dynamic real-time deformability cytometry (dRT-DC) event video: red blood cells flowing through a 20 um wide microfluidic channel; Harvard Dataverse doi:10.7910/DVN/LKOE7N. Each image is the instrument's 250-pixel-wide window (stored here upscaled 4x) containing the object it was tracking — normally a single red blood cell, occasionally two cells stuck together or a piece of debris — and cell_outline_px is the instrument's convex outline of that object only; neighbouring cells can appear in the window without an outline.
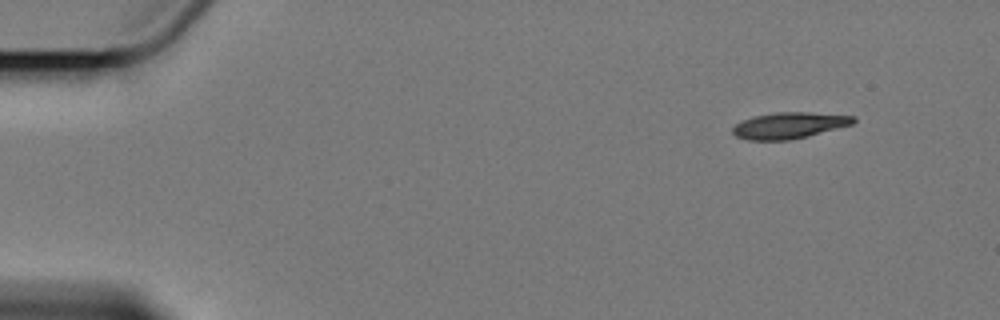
{"species": "Egyptian fruit bat (a non-hibernating species)", "species_latin": "Rousettus aegyptiacus", "temperature_condition": "cold", "stored_images_in_passage": 10, "camera_frame_rate_fps": 3000, "um_per_image_px": 0.085, "animal": {"sex": "female"}, "frame": {"image": 1, "passage_image": 1, "time_ms": 0.0, "image_size_px": [1000, 320], "cell_outline_px": [[856, 120], [852, 124], [808, 136], [788, 140], [748, 140], [736, 136], [732, 132], [732, 128], [736, 124], [752, 116], [776, 112], [808, 112], [856, 116]], "centroid_in_image_um": [67.07, 10.65], "position_along_channel_um": 17.9, "area_um2": 18.38}}
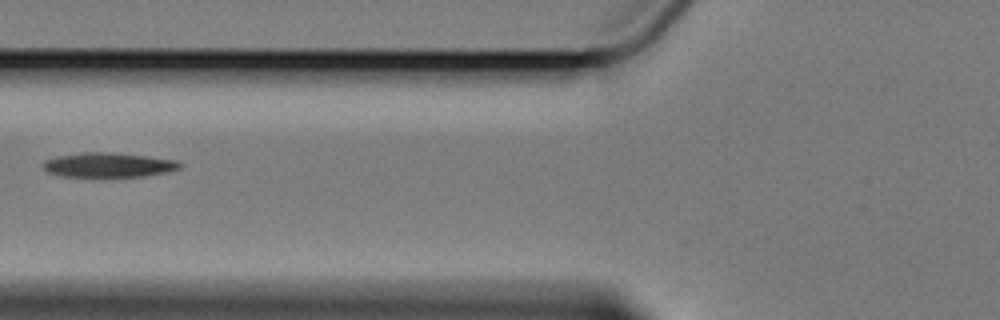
{"frame": {"image": 2, "passage_image": 6, "time_ms": 6.0, "image_size_px": [1000, 320], "cell_outline_px": [[184, 164], [180, 168], [168, 172], [144, 176], [64, 176], [48, 172], [44, 168], [44, 160], [56, 156], [80, 152], [104, 152], [144, 156], [176, 160]], "centroid_in_image_um": [9.23, 14.01], "position_along_channel_um": 116.6, "area_um2": 19.31}}
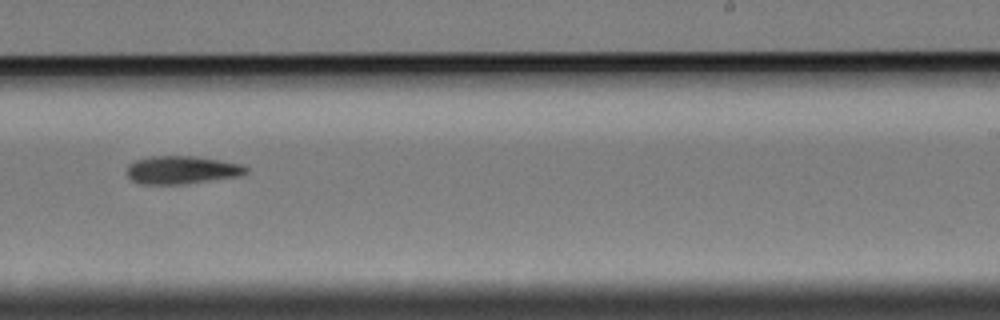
{"frame": {"image": 3, "passage_image": 10, "time_ms": 10.667, "image_size_px": [1000, 320], "cell_outline_px": [[248, 172], [236, 176], [184, 184], [140, 184], [132, 180], [128, 176], [128, 164], [136, 160], [148, 156], [196, 156], [244, 164], [248, 168]], "centroid_in_image_um": [15.45, 14.43], "position_along_channel_um": 273.6, "area_um2": 19.42}}